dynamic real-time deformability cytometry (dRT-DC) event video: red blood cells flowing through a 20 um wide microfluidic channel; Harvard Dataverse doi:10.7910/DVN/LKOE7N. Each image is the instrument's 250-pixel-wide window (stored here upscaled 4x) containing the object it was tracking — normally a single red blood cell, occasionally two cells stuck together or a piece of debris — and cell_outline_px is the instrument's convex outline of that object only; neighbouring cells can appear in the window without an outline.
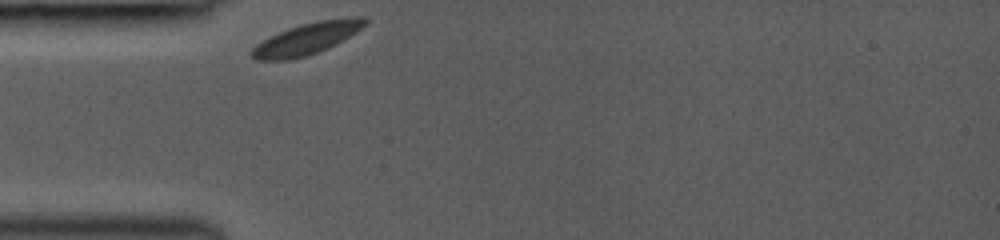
{"species": "common noctule bat (a hibernating species)", "species_latin": "Nyctalus noctula", "temperature_condition": "room temperature", "stored_images_in_passage": 28, "camera_frame_rate_fps": 3000, "um_per_image_px": 0.085, "animal": {"sex": "female", "body_mass_g": 19.0, "forearm_length_mm": 53.3}, "frame": {"image": 1, "passage_image": 1, "time_ms": 0.0, "image_size_px": [1000, 240], "cell_outline_px": [[368, 20], [356, 32], [328, 48], [308, 56], [288, 60], [256, 60], [248, 52], [256, 44], [288, 28], [300, 24], [316, 20], [352, 16], [364, 16]], "centroid_in_image_um": [26.08, 3.28], "position_along_channel_um": 58.9, "area_um2": 20.87}}
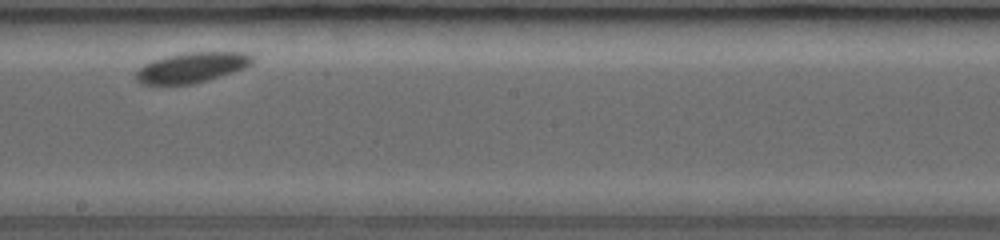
{"frame": {"image": 2, "passage_image": 15, "time_ms": 4.667, "image_size_px": [1000, 240], "cell_outline_px": [[256, 60], [252, 64], [244, 68], [208, 80], [192, 84], [140, 84], [136, 80], [136, 72], [144, 64], [152, 60], [184, 52], [248, 52], [256, 56]], "centroid_in_image_um": [16.36, 5.72], "position_along_channel_um": 231.8, "area_um2": 20.63}}
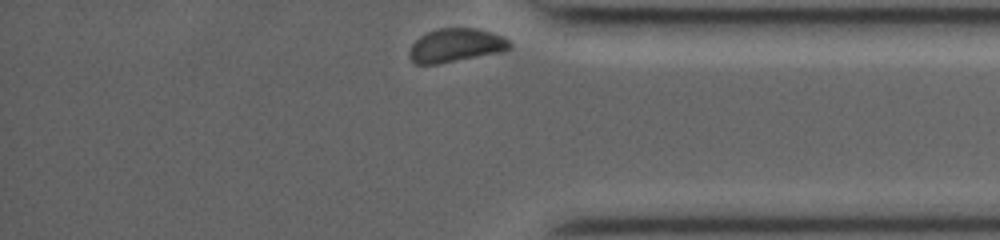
{"frame": {"image": 3, "passage_image": 28, "time_ms": 9.0, "image_size_px": [1000, 240], "cell_outline_px": [[512, 48], [504, 52], [436, 64], [416, 64], [408, 56], [408, 52], [412, 44], [420, 36], [436, 28], [476, 28], [500, 36], [508, 40], [512, 44]], "centroid_in_image_um": [38.74, 3.86], "position_along_channel_um": 396.5, "area_um2": 19.65}}